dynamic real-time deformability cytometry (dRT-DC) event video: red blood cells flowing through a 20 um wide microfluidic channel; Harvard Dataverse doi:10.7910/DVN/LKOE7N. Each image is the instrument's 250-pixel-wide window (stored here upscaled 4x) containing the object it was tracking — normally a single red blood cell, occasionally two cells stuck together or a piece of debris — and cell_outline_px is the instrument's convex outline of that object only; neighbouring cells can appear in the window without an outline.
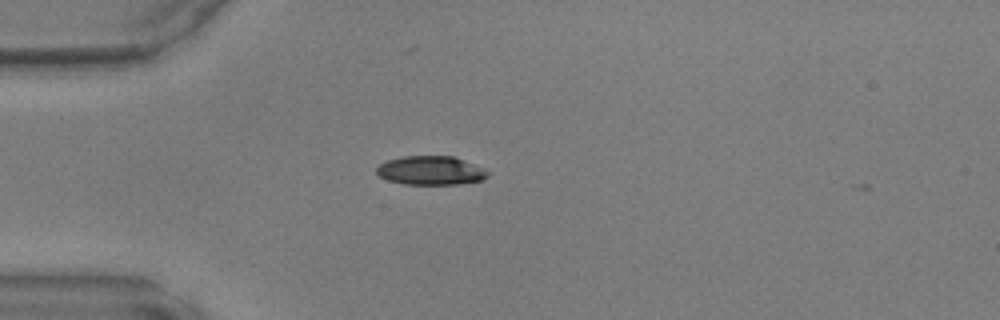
{"species": "common noctule bat (a hibernating species)", "species_latin": "Nyctalus noctula", "temperature_condition": "warm", "stored_images_in_passage": 29, "camera_frame_rate_fps": 3000, "um_per_image_px": 0.085, "animal": {"sex": "male", "body_mass_g": 17.9, "forearm_length_mm": 54.2}, "frame": {"image": 1, "passage_image": 2, "time_ms": 0.333, "image_size_px": [1000, 320], "cell_outline_px": [[488, 176], [480, 180], [460, 184], [404, 184], [388, 180], [380, 176], [376, 172], [376, 168], [380, 164], [388, 160], [404, 156], [452, 156], [472, 164], [488, 172]], "centroid_in_image_um": [36.56, 14.5], "position_along_channel_um": 48.4, "area_um2": 18.32}}
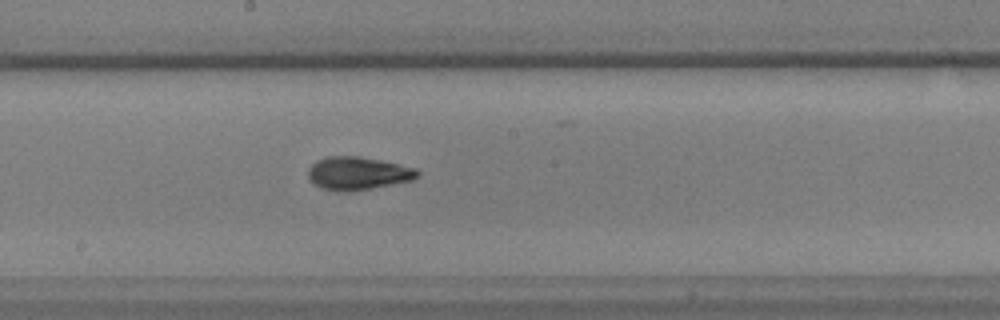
{"frame": {"image": 2, "passage_image": 15, "time_ms": 4.667, "image_size_px": [1000, 320], "cell_outline_px": [[420, 176], [412, 180], [372, 188], [348, 192], [320, 188], [308, 180], [308, 168], [316, 160], [328, 156], [360, 156], [380, 160], [416, 168], [420, 172]], "centroid_in_image_um": [30.4, 14.73], "position_along_channel_um": 217.8, "area_um2": 21.15}}
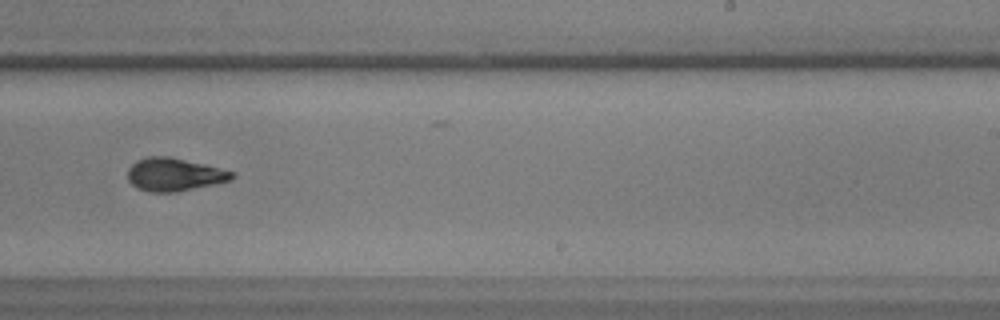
{"frame": {"image": 3, "passage_image": 19, "time_ms": 6.0, "image_size_px": [1000, 320], "cell_outline_px": [[236, 176], [232, 180], [172, 192], [148, 192], [136, 188], [128, 180], [128, 168], [136, 160], [148, 156], [168, 156], [204, 164], [236, 172]], "centroid_in_image_um": [14.8, 14.82], "position_along_channel_um": 274.2, "area_um2": 20.0}}